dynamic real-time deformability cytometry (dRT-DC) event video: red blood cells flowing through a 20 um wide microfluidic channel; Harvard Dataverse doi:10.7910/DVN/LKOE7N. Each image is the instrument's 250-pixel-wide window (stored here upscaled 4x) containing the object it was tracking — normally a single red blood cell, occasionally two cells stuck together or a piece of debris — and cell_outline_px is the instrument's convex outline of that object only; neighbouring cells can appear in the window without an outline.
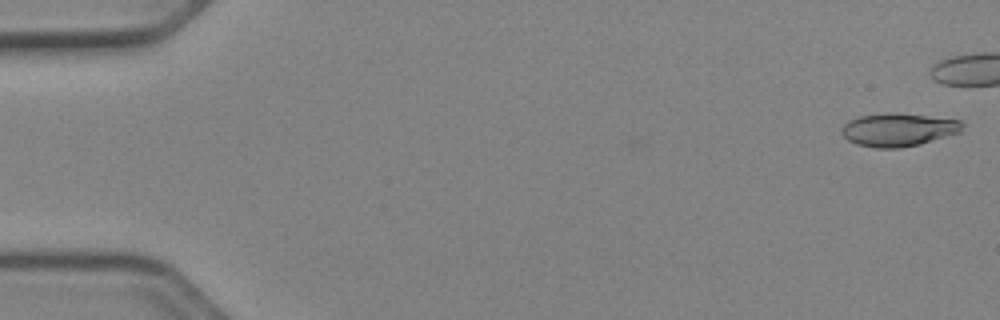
{"species": "Egyptian fruit bat (a non-hibernating species)", "species_latin": "Rousettus aegyptiacus", "temperature_condition": "cold", "stored_images_in_passage": 19, "camera_frame_rate_fps": 3000, "um_per_image_px": 0.085, "animal": {"sex": "female"}, "frame": {"image": 1, "passage_image": 1, "time_ms": 0.0, "image_size_px": [1000, 320], "cell_outline_px": [[964, 124], [960, 132], [920, 144], [900, 148], [876, 148], [856, 144], [848, 140], [840, 132], [840, 128], [848, 120], [860, 116], [884, 112], [896, 112], [960, 120]], "centroid_in_image_um": [76.32, 11.02], "position_along_channel_um": 8.7, "area_um2": 23.47}}
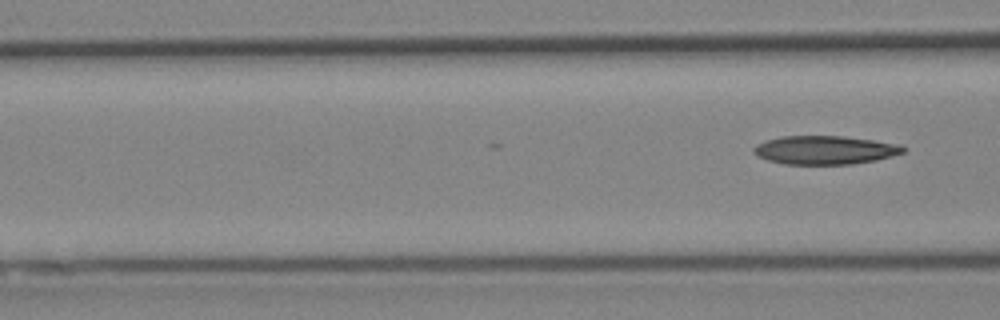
{"frame": {"image": 2, "passage_image": 19, "time_ms": 6.0, "image_size_px": [1000, 320], "cell_outline_px": [[908, 148], [904, 152], [892, 156], [876, 160], [852, 164], [784, 164], [768, 160], [756, 156], [752, 152], [752, 148], [756, 144], [764, 140], [780, 136], [844, 136], [900, 144]], "centroid_in_image_um": [70.09, 12.75], "position_along_channel_um": 96.5, "area_um2": 25.14}}